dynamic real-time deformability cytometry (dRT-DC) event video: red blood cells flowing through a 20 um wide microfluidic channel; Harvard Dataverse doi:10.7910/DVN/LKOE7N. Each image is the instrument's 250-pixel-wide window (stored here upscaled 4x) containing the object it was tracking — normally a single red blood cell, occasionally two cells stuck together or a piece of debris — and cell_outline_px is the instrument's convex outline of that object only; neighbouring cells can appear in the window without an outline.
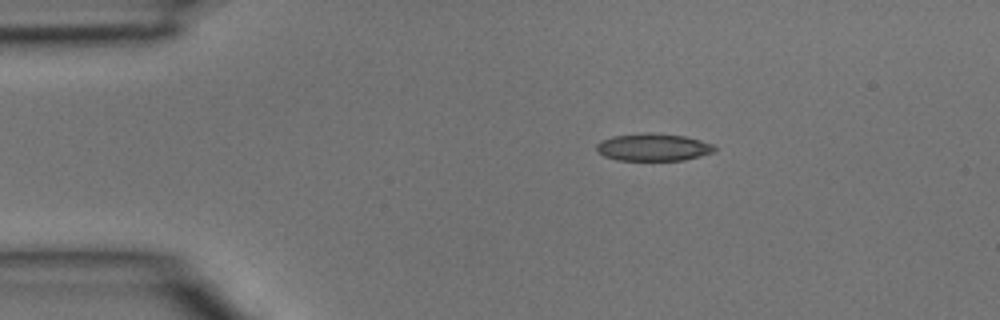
{"species": "common noctule bat (a hibernating species)", "species_latin": "Nyctalus noctula", "temperature_condition": "room temperature", "stored_images_in_passage": 2, "camera_frame_rate_fps": 3000, "um_per_image_px": 0.085, "animal": {"sex": "male", "body_mass_g": 15.6}, "frame": {"image": 1, "passage_image": 1, "time_ms": 0.0, "image_size_px": [1000, 320], "cell_outline_px": [[716, 148], [712, 152], [700, 156], [684, 160], [616, 160], [604, 156], [596, 152], [596, 144], [600, 140], [612, 136], [644, 132], [652, 132], [684, 136], [700, 140], [712, 144]], "centroid_in_image_um": [55.46, 12.5], "position_along_channel_um": 29.5, "area_um2": 19.02}}